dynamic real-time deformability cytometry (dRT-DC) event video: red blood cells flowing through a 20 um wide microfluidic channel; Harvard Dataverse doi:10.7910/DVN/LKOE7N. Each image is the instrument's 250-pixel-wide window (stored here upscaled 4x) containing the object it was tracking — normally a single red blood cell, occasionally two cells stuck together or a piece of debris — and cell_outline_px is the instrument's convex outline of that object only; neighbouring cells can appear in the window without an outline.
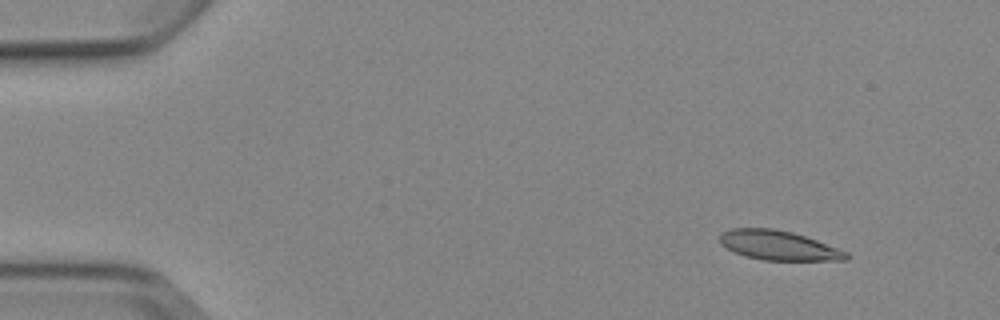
{"species": "Egyptian fruit bat (a non-hibernating species)", "species_latin": "Rousettus aegyptiacus", "temperature_condition": "cold", "stored_images_in_passage": 4, "camera_frame_rate_fps": 3000, "um_per_image_px": 0.085, "animal": {"sex": "female"}, "frame": {"image": 1, "passage_image": 1, "time_ms": 0.0, "image_size_px": [1000, 320], "cell_outline_px": [[848, 260], [764, 260], [744, 256], [720, 244], [720, 236], [724, 232], [732, 228], [772, 228], [792, 232], [816, 240], [848, 252]], "centroid_in_image_um": [66.18, 20.86], "position_along_channel_um": 18.8, "area_um2": 21.44}}
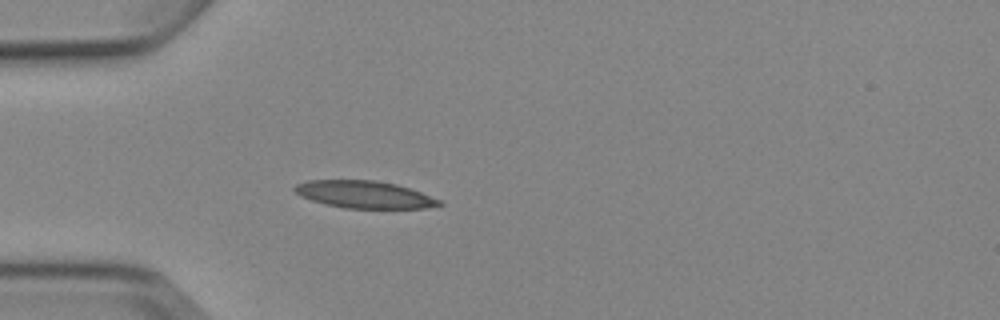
{"frame": {"image": 2, "passage_image": 4, "time_ms": 3.333, "image_size_px": [1000, 320], "cell_outline_px": [[444, 204], [424, 208], [344, 208], [324, 204], [300, 196], [292, 188], [296, 184], [308, 180], [376, 180], [396, 184], [420, 192], [440, 200]], "centroid_in_image_um": [30.93, 16.53], "position_along_channel_um": 54.1, "area_um2": 22.89}}